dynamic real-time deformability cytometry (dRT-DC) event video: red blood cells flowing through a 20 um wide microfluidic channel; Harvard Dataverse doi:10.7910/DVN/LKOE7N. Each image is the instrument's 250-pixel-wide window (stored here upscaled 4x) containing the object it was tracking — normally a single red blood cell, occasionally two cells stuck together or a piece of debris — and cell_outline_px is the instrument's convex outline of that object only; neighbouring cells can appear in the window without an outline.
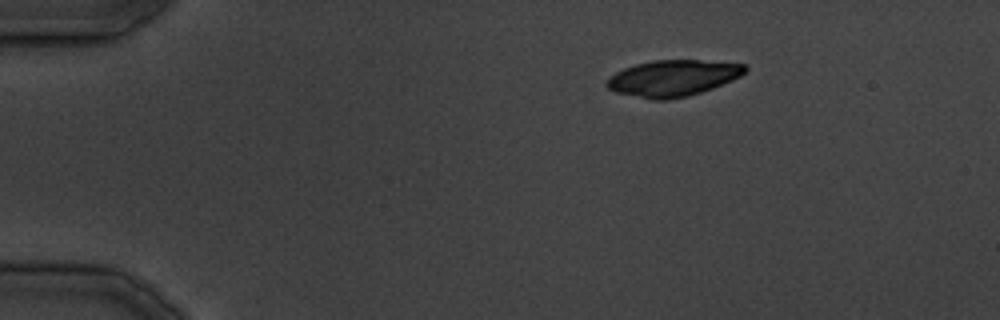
{"species": "common noctule bat (a hibernating species)", "species_latin": "Nyctalus noctula", "temperature_condition": "cold", "stored_images_in_passage": 11, "camera_frame_rate_fps": 3000, "um_per_image_px": 0.085, "animal": {"sex": "male", "body_mass_g": 19.5, "forearm_length_mm": 54.6}, "frame": {"image": 1, "passage_image": 1, "time_ms": 0.0, "image_size_px": [1000, 320], "cell_outline_px": [[748, 68], [740, 76], [732, 80], [712, 88], [688, 96], [668, 100], [652, 100], [616, 92], [608, 88], [604, 84], [608, 76], [624, 68], [636, 64], [652, 60], [700, 60], [744, 64]], "centroid_in_image_um": [57.15, 6.64], "position_along_channel_um": 27.8, "area_um2": 29.19}}